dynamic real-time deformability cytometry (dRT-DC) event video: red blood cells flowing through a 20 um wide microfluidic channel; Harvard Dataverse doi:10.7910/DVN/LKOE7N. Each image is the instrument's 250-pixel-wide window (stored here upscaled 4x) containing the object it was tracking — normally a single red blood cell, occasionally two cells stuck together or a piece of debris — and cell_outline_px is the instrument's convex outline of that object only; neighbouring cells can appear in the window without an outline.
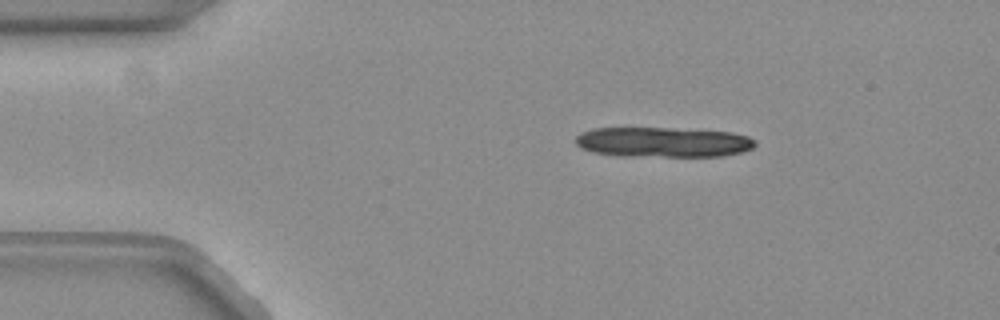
{"species": "common noctule bat (a hibernating species)", "species_latin": "Nyctalus noctula", "temperature_condition": "warm", "stored_images_in_passage": 15, "camera_frame_rate_fps": 3000, "um_per_image_px": 0.085, "animal": {"sex": "female", "body_mass_g": 19.3, "forearm_length_mm": 54.1}, "frame": {"image": 1, "passage_image": 9, "time_ms": 2.667, "image_size_px": [1000, 320], "cell_outline_px": [[756, 144], [752, 148], [740, 152], [720, 156], [620, 156], [596, 152], [584, 148], [576, 144], [576, 136], [580, 132], [592, 128], [672, 128], [732, 132], [748, 136], [756, 140]], "centroid_in_image_um": [56.37, 12.07], "position_along_channel_um": 28.6, "area_um2": 31.39}}